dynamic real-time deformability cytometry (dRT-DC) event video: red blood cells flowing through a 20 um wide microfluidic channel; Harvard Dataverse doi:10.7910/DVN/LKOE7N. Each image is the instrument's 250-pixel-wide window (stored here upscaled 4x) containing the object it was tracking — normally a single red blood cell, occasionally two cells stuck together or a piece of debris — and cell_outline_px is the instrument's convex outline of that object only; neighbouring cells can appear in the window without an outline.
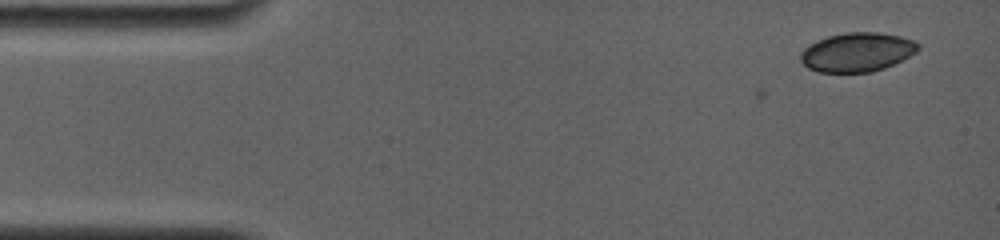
{"species": "common noctule bat (a hibernating species)", "species_latin": "Nyctalus noctula", "temperature_condition": "room temperature", "stored_images_in_passage": 2, "camera_frame_rate_fps": 4000, "um_per_image_px": 0.085, "animal": {"sex": "female", "body_mass_g": 19.0, "forearm_length_mm": 56.7}, "frame": {"image": 1, "passage_image": 2, "time_ms": 1.0, "image_size_px": [1000, 240], "cell_outline_px": [[920, 48], [916, 52], [884, 68], [872, 72], [820, 72], [808, 68], [800, 60], [800, 52], [808, 44], [816, 40], [828, 36], [844, 32], [880, 32], [900, 36], [912, 40], [920, 44]], "centroid_in_image_um": [72.82, 4.42], "position_along_channel_um": 12.2, "area_um2": 26.82}}